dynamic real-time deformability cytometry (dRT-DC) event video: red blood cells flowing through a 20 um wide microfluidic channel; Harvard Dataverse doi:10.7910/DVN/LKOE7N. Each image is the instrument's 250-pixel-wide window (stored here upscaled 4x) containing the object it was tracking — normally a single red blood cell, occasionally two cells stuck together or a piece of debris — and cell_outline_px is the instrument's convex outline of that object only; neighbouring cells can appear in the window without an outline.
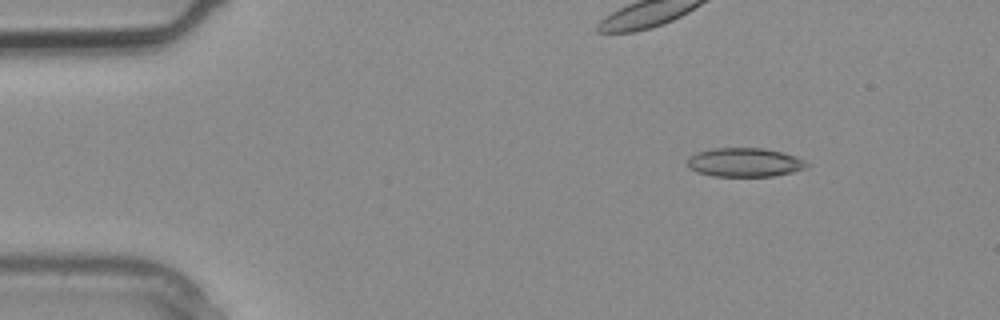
{"species": "common noctule bat (a hibernating species)", "species_latin": "Nyctalus noctula", "temperature_condition": "warm", "stored_images_in_passage": 2, "camera_frame_rate_fps": 3000, "um_per_image_px": 0.085, "animal": {"sex": "male", "body_mass_g": 20.4}, "frame": {"image": 1, "passage_image": 1, "time_ms": 0.0, "image_size_px": [1000, 320], "cell_outline_px": [[812, 164], [808, 168], [792, 172], [772, 176], [712, 176], [696, 172], [688, 168], [688, 160], [692, 156], [700, 152], [712, 148], [764, 148], [784, 152], [796, 156]], "centroid_in_image_um": [63.36, 13.8], "position_along_channel_um": 21.6, "area_um2": 20.23}}